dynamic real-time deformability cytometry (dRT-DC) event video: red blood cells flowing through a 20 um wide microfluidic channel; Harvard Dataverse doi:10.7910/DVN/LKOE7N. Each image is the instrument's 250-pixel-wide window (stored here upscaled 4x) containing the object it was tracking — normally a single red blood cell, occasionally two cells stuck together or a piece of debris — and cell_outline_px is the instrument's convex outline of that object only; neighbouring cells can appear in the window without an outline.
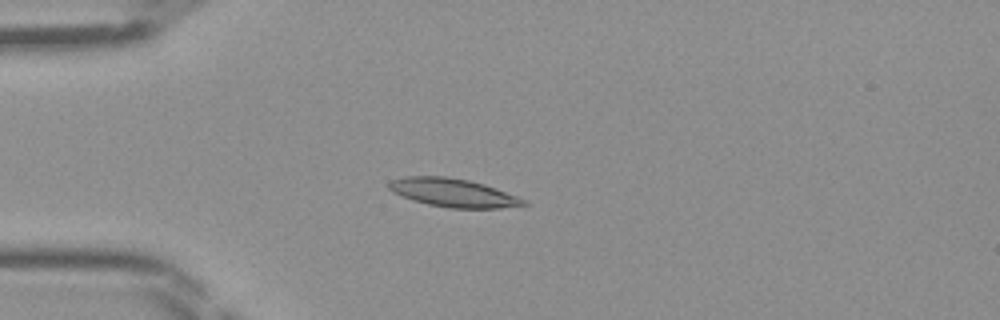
{"species": "Egyptian fruit bat (a non-hibernating species)", "species_latin": "Rousettus aegyptiacus", "temperature_condition": "room temperature", "stored_images_in_passage": 46, "camera_frame_rate_fps": 3000, "um_per_image_px": 0.085, "frame": {"image": 1, "passage_image": 12, "time_ms": 3.667, "image_size_px": [1000, 320], "cell_outline_px": [[528, 204], [500, 208], [448, 208], [428, 204], [412, 200], [400, 196], [392, 192], [388, 188], [388, 184], [392, 180], [404, 176], [444, 176], [468, 180], [484, 184], [496, 188], [528, 200]], "centroid_in_image_um": [38.51, 16.38], "position_along_channel_um": 46.5, "area_um2": 22.37}}
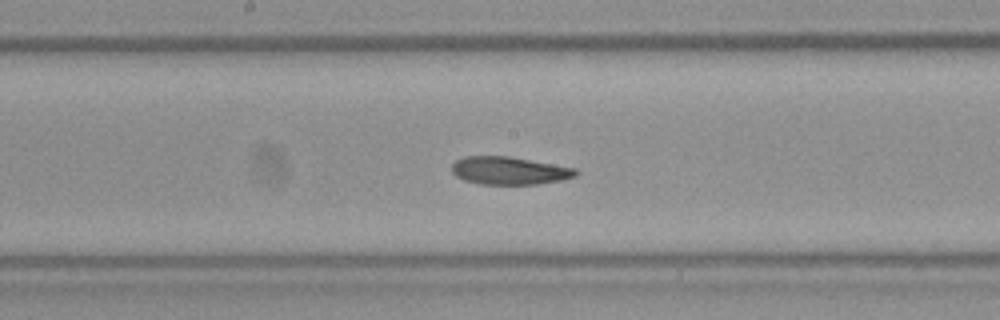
{"frame": {"image": 2, "passage_image": 24, "time_ms": 7.667, "image_size_px": [1000, 320], "cell_outline_px": [[580, 172], [576, 176], [560, 180], [536, 184], [480, 184], [464, 180], [456, 176], [452, 172], [452, 164], [456, 160], [464, 156], [508, 156], [576, 168]], "centroid_in_image_um": [43.28, 14.5], "position_along_channel_um": 204.9, "area_um2": 20.06}}
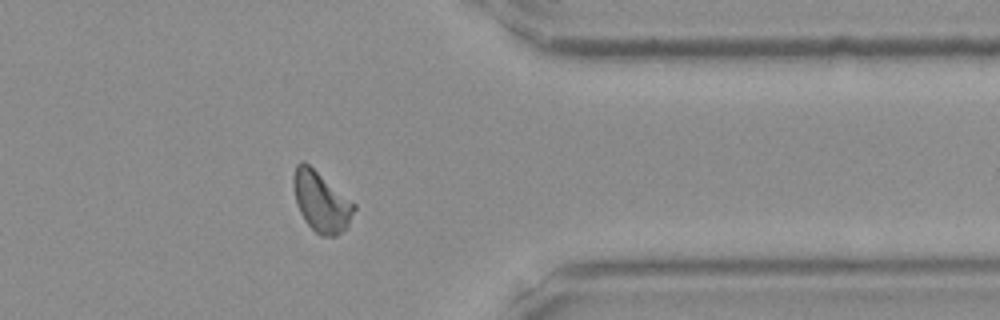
{"frame": {"image": 3, "passage_image": 37, "time_ms": 12.0, "image_size_px": [1000, 320], "cell_outline_px": [[356, 208], [348, 224], [336, 236], [320, 236], [304, 220], [296, 204], [292, 184], [292, 176], [296, 164], [300, 160], [304, 160], [356, 204]], "centroid_in_image_um": [27.26, 17.11], "position_along_channel_um": 384.1, "area_um2": 21.33}}